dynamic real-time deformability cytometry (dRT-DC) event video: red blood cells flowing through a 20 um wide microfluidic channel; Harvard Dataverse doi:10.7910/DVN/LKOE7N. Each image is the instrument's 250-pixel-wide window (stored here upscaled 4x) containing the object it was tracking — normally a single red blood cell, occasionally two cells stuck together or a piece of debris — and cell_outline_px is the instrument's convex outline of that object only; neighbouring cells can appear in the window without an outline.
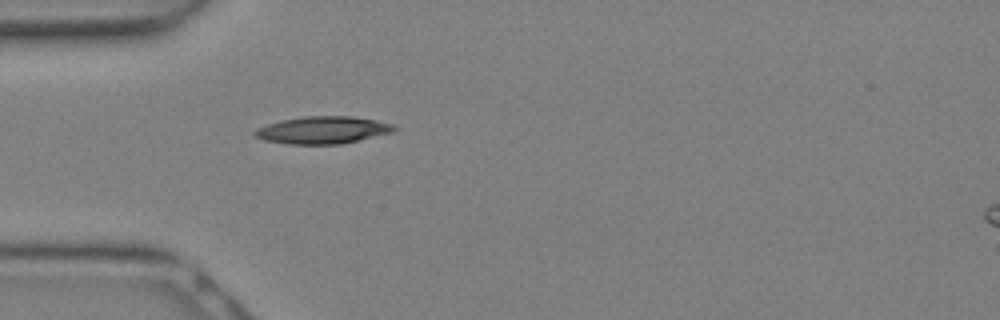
{"species": "Egyptian fruit bat (a non-hibernating species)", "species_latin": "Rousettus aegyptiacus", "temperature_condition": "warm", "stored_images_in_passage": 8, "camera_frame_rate_fps": 3000, "um_per_image_px": 0.085, "animal": {"sex": "female"}, "frame": {"image": 1, "passage_image": 1, "time_ms": 0.0, "image_size_px": [1000, 320], "cell_outline_px": [[396, 128], [392, 132], [340, 144], [288, 144], [264, 140], [252, 136], [252, 132], [256, 128], [280, 120], [304, 116], [352, 116], [376, 120], [392, 124]], "centroid_in_image_um": [27.36, 11.05], "position_along_channel_um": 57.6, "area_um2": 22.14}}
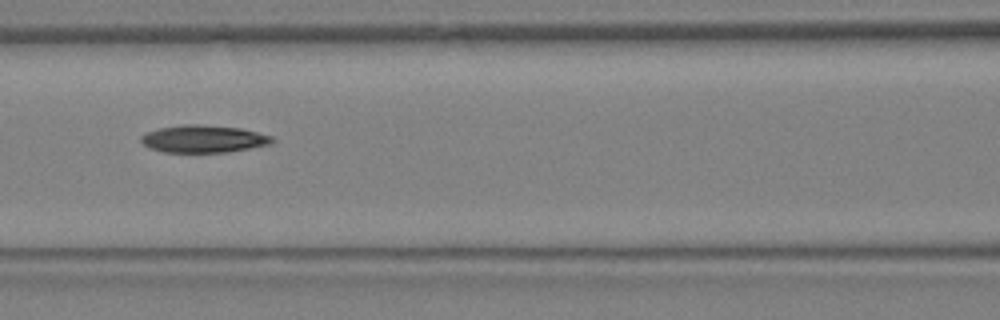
{"frame": {"image": 2, "passage_image": 5, "time_ms": 1.333, "image_size_px": [1000, 320], "cell_outline_px": [[276, 140], [272, 144], [228, 152], [164, 152], [148, 148], [140, 140], [140, 136], [148, 132], [160, 128], [184, 124], [196, 124], [240, 128], [272, 136]], "centroid_in_image_um": [17.31, 11.81], "position_along_channel_um": 149.3, "area_um2": 20.92}}
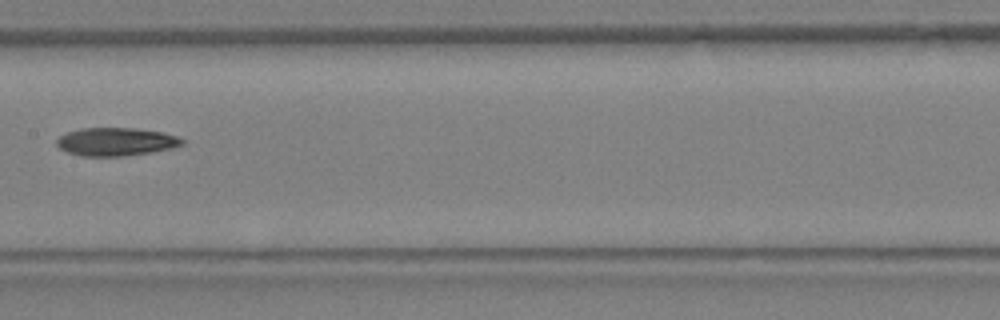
{"frame": {"image": 3, "passage_image": 7, "time_ms": 2.0, "image_size_px": [1000, 320], "cell_outline_px": [[184, 144], [172, 148], [148, 152], [120, 156], [80, 156], [68, 152], [60, 148], [56, 144], [56, 140], [60, 136], [68, 132], [80, 128], [132, 128], [160, 132], [176, 136], [184, 140]], "centroid_in_image_um": [9.82, 12.04], "position_along_channel_um": 197.6, "area_um2": 20.29}}